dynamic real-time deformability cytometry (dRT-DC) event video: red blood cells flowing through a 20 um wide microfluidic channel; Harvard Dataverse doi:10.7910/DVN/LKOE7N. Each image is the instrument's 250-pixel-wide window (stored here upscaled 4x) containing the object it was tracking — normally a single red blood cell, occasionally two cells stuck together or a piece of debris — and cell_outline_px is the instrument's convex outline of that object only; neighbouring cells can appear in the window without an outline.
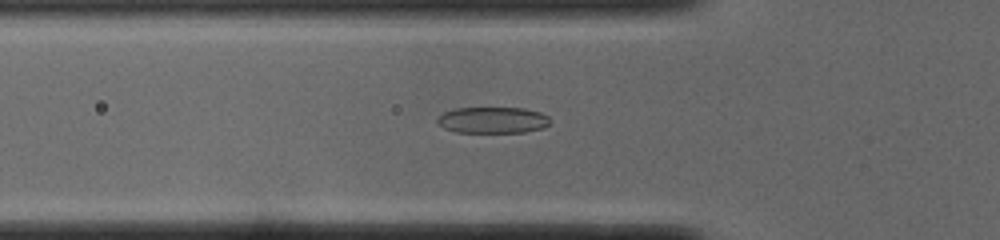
{"species": "common noctule bat (a hibernating species)", "species_latin": "Nyctalus noctula", "temperature_condition": "cold", "stored_images_in_passage": 51, "camera_frame_rate_fps": 3000, "um_per_image_px": 0.085, "animal": {"sex": "male", "body_mass_g": 19.0, "forearm_length_mm": 50.8}, "frame": {"image": 1, "passage_image": 17, "time_ms": 5.333, "image_size_px": [1000, 240], "cell_outline_px": [[552, 120], [544, 128], [524, 132], [456, 132], [444, 128], [436, 124], [436, 120], [444, 112], [456, 108], [524, 108], [540, 112], [548, 116]], "centroid_in_image_um": [41.89, 10.21], "position_along_channel_um": 83.9, "area_um2": 17.34}}
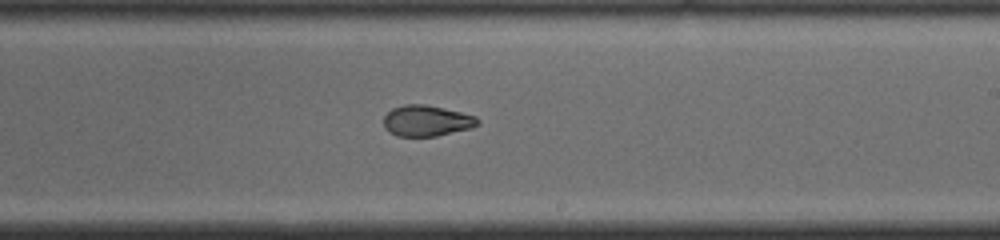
{"frame": {"image": 2, "passage_image": 30, "time_ms": 9.667, "image_size_px": [1000, 240], "cell_outline_px": [[480, 124], [472, 128], [436, 136], [396, 136], [388, 132], [384, 128], [384, 116], [392, 108], [404, 104], [424, 104], [444, 108], [476, 116], [480, 120]], "centroid_in_image_um": [36.26, 10.27], "position_along_channel_um": 252.7, "area_um2": 17.11}}
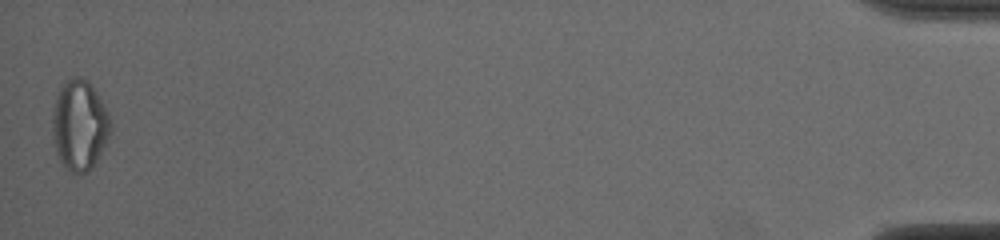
{"frame": {"image": 3, "passage_image": 51, "time_ms": 16.667, "image_size_px": [1000, 240], "cell_outline_px": [[112, 128], [96, 164], [88, 172], [80, 176], [72, 172], [60, 160], [56, 152], [52, 132], [52, 116], [56, 96], [60, 84], [76, 76], [80, 76], [88, 80], [96, 92], [112, 124]], "centroid_in_image_um": [6.75, 10.65], "position_along_channel_um": 428.5, "area_um2": 30.63}, "authors_computed_cell_mechanics": {"area_um2": 18.0336, "velocity_mm_per_s": 3.9007, "shape_relaxation_time_tau1_ms": 4.5107, "shape_relaxation_time_tau2_ms": 2.4405, "deformation_change_tau1": 0.1855, "deformation_change_tau2": 0.0759}}